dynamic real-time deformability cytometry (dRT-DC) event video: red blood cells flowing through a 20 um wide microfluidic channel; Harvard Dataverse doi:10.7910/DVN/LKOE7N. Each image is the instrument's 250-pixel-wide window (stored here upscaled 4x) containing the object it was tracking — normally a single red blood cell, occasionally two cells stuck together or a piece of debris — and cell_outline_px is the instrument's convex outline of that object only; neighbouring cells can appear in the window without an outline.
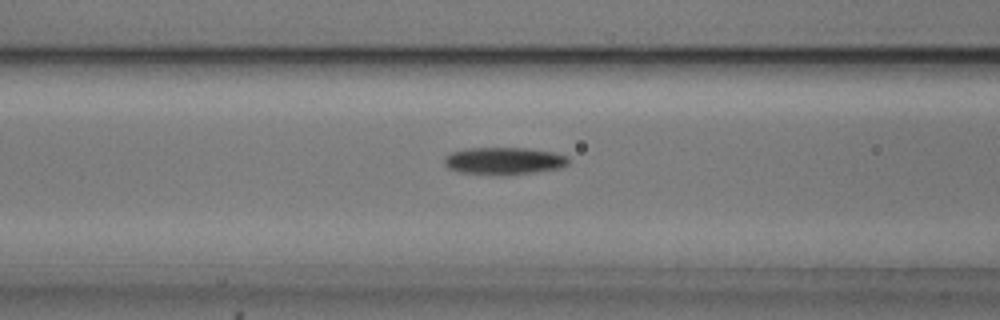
{"species": "common noctule bat (a hibernating species)", "species_latin": "Nyctalus noctula", "temperature_condition": "cold", "stored_images_in_passage": 52, "camera_frame_rate_fps": 3000, "um_per_image_px": 0.085, "animal": {"sex": "male", "body_mass_g": 20.5, "forearm_length_mm": 52.5}, "frame": {"image": 1, "passage_image": 19, "time_ms": 6.0, "image_size_px": [1000, 320], "cell_outline_px": [[568, 164], [560, 168], [532, 172], [460, 172], [448, 168], [444, 164], [444, 156], [452, 152], [468, 148], [528, 148], [556, 152], [568, 156]], "centroid_in_image_um": [42.86, 13.62], "position_along_channel_um": 123.7, "area_um2": 18.9}}
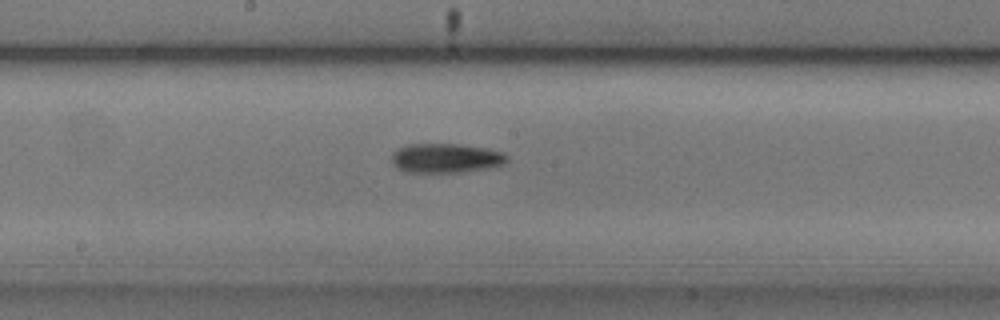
{"frame": {"image": 2, "passage_image": 26, "time_ms": 8.333, "image_size_px": [1000, 320], "cell_outline_px": [[508, 160], [504, 164], [492, 168], [460, 172], [408, 172], [396, 168], [392, 164], [392, 152], [408, 144], [460, 144], [488, 148], [504, 152], [508, 156]], "centroid_in_image_um": [37.94, 13.44], "position_along_channel_um": 210.3, "area_um2": 20.0}}
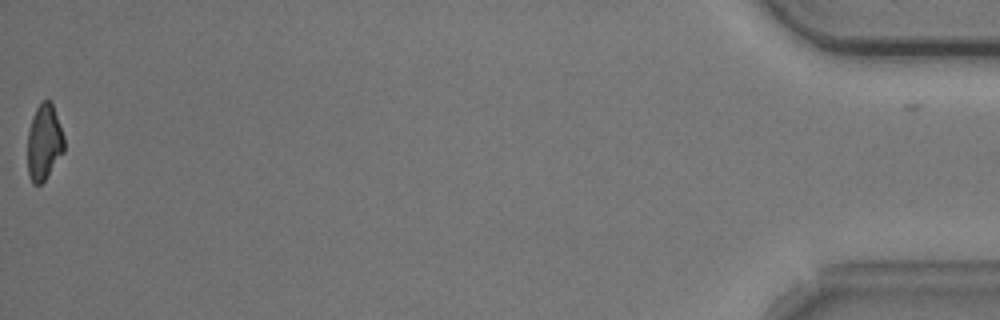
{"frame": {"image": 3, "passage_image": 52, "time_ms": 17.0, "image_size_px": [1000, 320], "cell_outline_px": [[64, 152], [44, 180], [40, 184], [32, 184], [28, 176], [28, 132], [32, 116], [36, 108], [44, 100], [48, 100], [52, 104], [64, 136]], "centroid_in_image_um": [3.74, 12.11], "position_along_channel_um": 431.5, "area_um2": 16.01}, "authors_computed_cell_mechanics": {"area_um2": 18.4093, "velocity_mm_per_s": 3.6919, "shape_relaxation_time_tau1_ms": 5.1111, "shape_relaxation_time_tau2_ms": null, "deformation_change_tau1": 0.1481, "deformation_change_tau2": null}}